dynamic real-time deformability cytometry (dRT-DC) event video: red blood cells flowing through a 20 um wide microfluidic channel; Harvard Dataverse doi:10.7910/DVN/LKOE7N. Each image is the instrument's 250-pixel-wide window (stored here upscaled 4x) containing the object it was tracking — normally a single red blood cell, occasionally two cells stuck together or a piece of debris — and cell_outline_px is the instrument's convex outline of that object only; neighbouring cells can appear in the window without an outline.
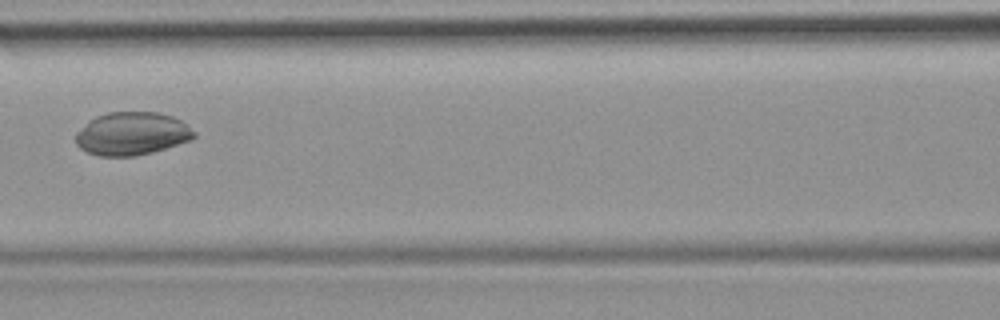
{"species": "common noctule bat (a hibernating species)", "species_latin": "Nyctalus noctula", "temperature_condition": "room temperature", "stored_images_in_passage": 6, "camera_frame_rate_fps": 3000, "um_per_image_px": 0.085, "animal": {"sex": "female", "body_mass_g": 19.9}, "frame": {"image": 1, "passage_image": 6, "time_ms": 6.667, "image_size_px": [1000, 320], "cell_outline_px": [[196, 136], [188, 140], [152, 152], [136, 156], [100, 156], [88, 152], [80, 148], [76, 144], [76, 132], [96, 116], [108, 112], [160, 112], [172, 116], [180, 120], [196, 132]], "centroid_in_image_um": [11.2, 11.35], "position_along_channel_um": 155.4, "area_um2": 29.42}}